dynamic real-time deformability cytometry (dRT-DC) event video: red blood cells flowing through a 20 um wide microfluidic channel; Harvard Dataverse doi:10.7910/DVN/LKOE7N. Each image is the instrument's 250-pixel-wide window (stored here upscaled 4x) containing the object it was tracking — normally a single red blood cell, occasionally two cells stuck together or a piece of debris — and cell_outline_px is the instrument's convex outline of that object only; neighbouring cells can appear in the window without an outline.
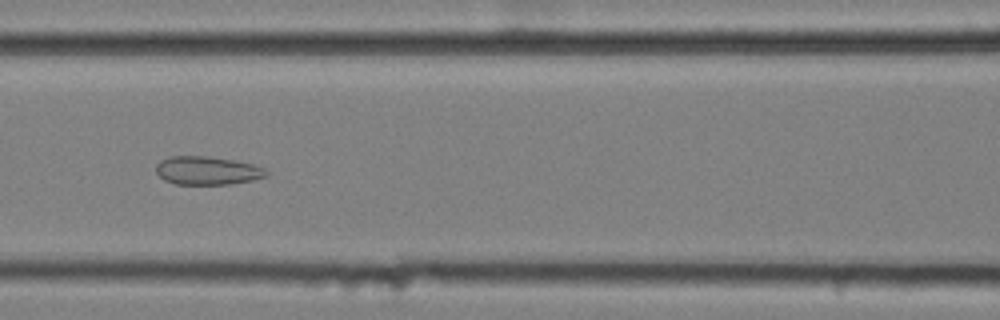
{"species": "common noctule bat (a hibernating species)", "species_latin": "Nyctalus noctula", "temperature_condition": "cold", "stored_images_in_passage": 44, "segment_of_instrument_passage": [2, 2], "camera_frame_rate_fps": 3000, "um_per_image_px": 0.085, "animal": {"sex": "female", "body_mass_g": 25.1}, "frame": {"image": 1, "passage_image": 18, "time_ms": 5.667, "image_size_px": [1000, 320], "cell_outline_px": [[268, 176], [252, 180], [228, 184], [176, 184], [164, 180], [156, 172], [156, 164], [160, 160], [168, 156], [208, 156], [232, 160], [252, 164], [264, 168], [268, 172]], "centroid_in_image_um": [17.59, 14.49], "position_along_channel_um": 149.0, "area_um2": 18.21}}
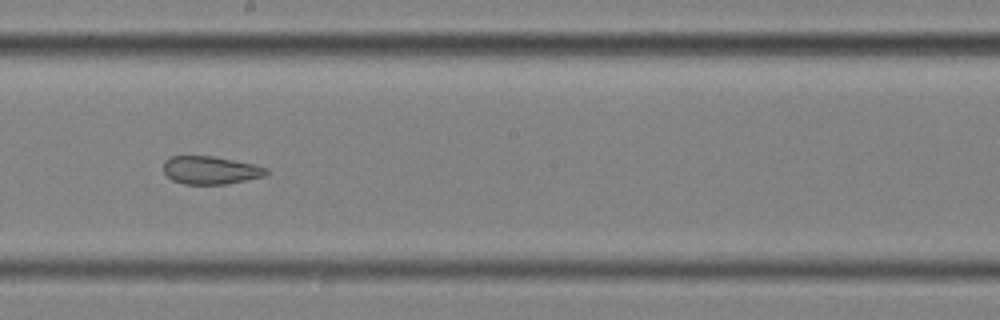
{"frame": {"image": 2, "passage_image": 25, "time_ms": 8.0, "image_size_px": [1000, 320], "cell_outline_px": [[268, 172], [264, 176], [224, 184], [184, 184], [172, 180], [164, 172], [164, 160], [172, 156], [212, 156], [252, 164], [268, 168]], "centroid_in_image_um": [17.86, 14.46], "position_along_channel_um": 230.3, "area_um2": 16.53}}
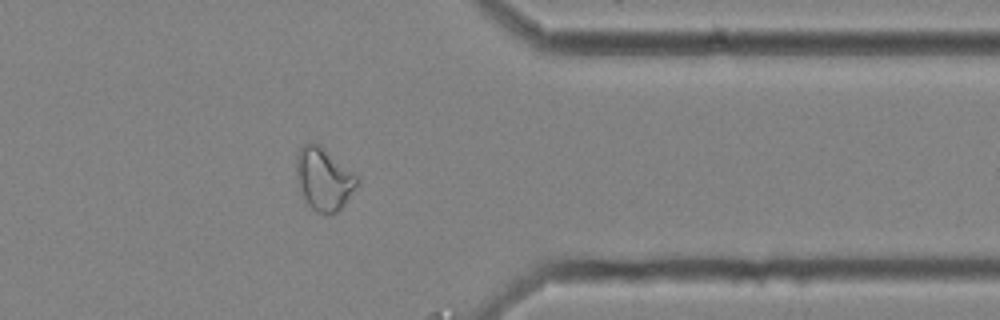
{"frame": {"image": 3, "passage_image": 39, "time_ms": 12.667, "image_size_px": [1000, 320], "cell_outline_px": [[360, 180], [344, 204], [336, 212], [316, 212], [308, 204], [300, 188], [296, 176], [296, 156], [300, 148], [304, 144], [320, 144], [356, 176]], "centroid_in_image_um": [27.5, 15.19], "position_along_channel_um": 383.9, "area_um2": 21.44}}